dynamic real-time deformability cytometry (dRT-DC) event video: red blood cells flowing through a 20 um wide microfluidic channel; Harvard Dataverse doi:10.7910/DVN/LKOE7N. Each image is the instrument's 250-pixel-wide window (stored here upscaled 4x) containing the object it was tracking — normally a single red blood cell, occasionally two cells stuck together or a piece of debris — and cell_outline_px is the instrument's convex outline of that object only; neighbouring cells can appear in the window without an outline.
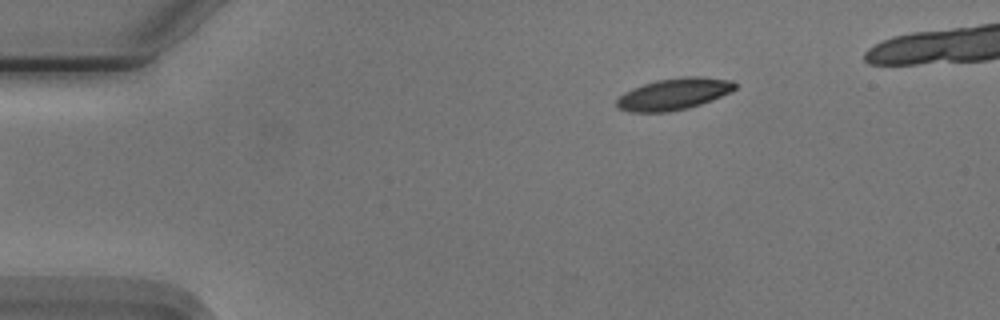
{"species": "Egyptian fruit bat (a non-hibernating species)", "species_latin": "Rousettus aegyptiacus", "temperature_condition": "cold", "stored_images_in_passage": 43, "camera_frame_rate_fps": 3000, "um_per_image_px": 0.085, "animal": {"sex": "male"}, "frame": {"image": 1, "passage_image": 2, "time_ms": 0.333, "image_size_px": [1000, 320], "cell_outline_px": [[736, 88], [732, 92], [712, 100], [688, 108], [668, 112], [632, 112], [616, 108], [616, 100], [624, 92], [632, 88], [656, 80], [684, 76], [704, 76], [732, 80], [736, 84]], "centroid_in_image_um": [57.29, 7.98], "position_along_channel_um": 27.7, "area_um2": 22.02}}
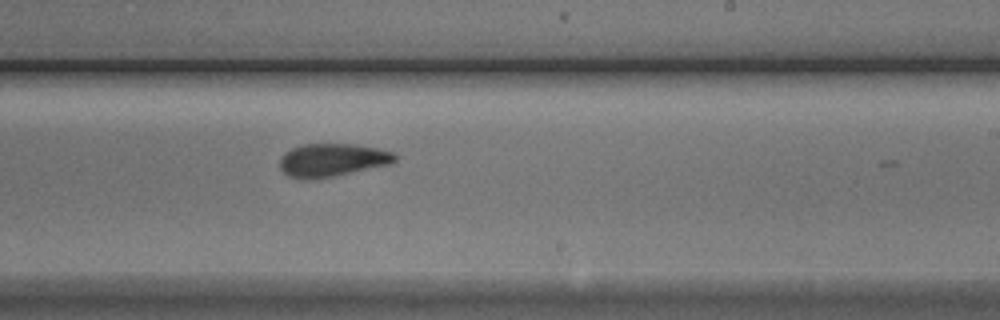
{"frame": {"image": 2, "passage_image": 26, "time_ms": 8.333, "image_size_px": [1000, 320], "cell_outline_px": [[396, 160], [388, 164], [332, 176], [288, 176], [280, 168], [280, 160], [284, 152], [300, 144], [356, 144], [376, 148], [392, 152], [396, 156]], "centroid_in_image_um": [28.24, 13.55], "position_along_channel_um": 260.8, "area_um2": 21.27}}
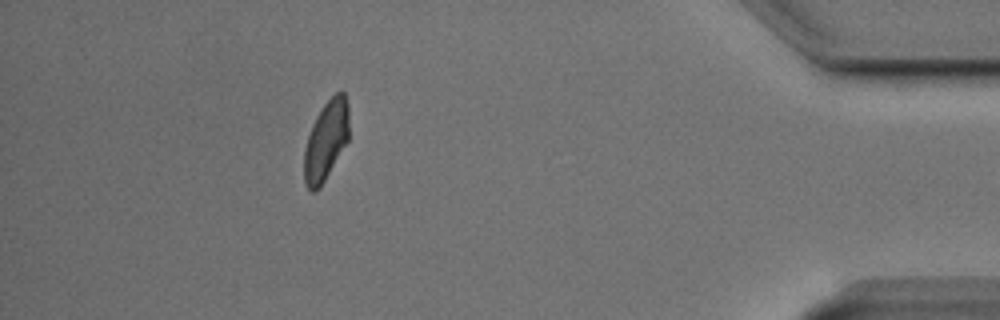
{"frame": {"image": 3, "passage_image": 42, "time_ms": 13.667, "image_size_px": [1000, 320], "cell_outline_px": [[348, 140], [324, 180], [316, 192], [312, 192], [304, 184], [304, 148], [312, 124], [316, 116], [324, 104], [336, 92], [344, 92], [348, 104]], "centroid_in_image_um": [27.69, 11.94], "position_along_channel_um": 407.5, "area_um2": 20.58}}